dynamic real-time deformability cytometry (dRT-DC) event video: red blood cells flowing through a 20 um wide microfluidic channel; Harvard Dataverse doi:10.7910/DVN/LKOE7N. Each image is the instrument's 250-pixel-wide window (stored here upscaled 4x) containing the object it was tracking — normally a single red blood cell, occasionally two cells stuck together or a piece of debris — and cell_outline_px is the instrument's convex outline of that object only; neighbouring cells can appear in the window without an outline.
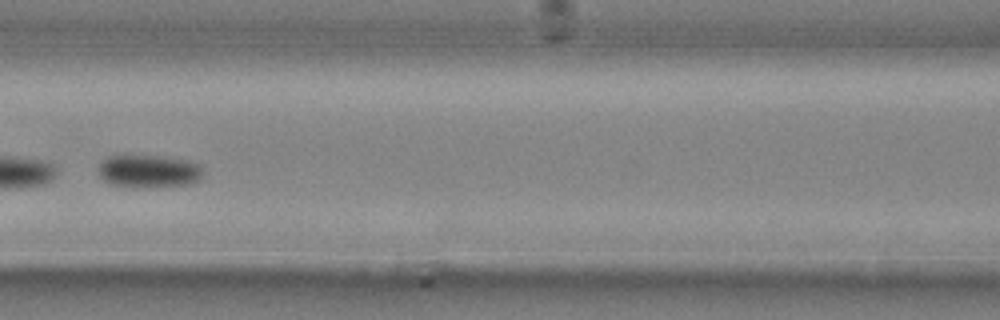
{"species": "common noctule bat (a hibernating species)", "species_latin": "Nyctalus noctula", "temperature_condition": "cold", "stored_images_in_passage": 39, "camera_frame_rate_fps": 3000, "um_per_image_px": 0.085, "animal": {"sex": "male", "body_mass_g": 20.4}, "frame": {"image": 1, "passage_image": 17, "time_ms": 5.333, "image_size_px": [1000, 320], "cell_outline_px": [[200, 180], [188, 184], [144, 188], [140, 188], [108, 184], [100, 176], [100, 164], [108, 156], [156, 156], [184, 160], [196, 164], [200, 168]], "centroid_in_image_um": [12.59, 14.58], "position_along_channel_um": 154.0, "area_um2": 19.59}}